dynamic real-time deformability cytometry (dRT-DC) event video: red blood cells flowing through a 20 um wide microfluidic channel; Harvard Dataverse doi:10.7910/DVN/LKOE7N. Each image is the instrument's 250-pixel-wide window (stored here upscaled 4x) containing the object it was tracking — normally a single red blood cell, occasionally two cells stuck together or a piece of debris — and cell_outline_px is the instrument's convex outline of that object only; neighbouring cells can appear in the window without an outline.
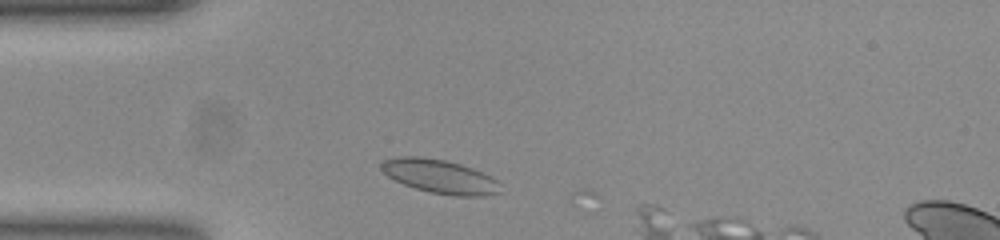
{"species": "common noctule bat (a hibernating species)", "species_latin": "Nyctalus noctula", "temperature_condition": "room temperature", "stored_images_in_passage": 7, "camera_frame_rate_fps": 3000, "um_per_image_px": 0.085, "animal": {"sex": "female", "body_mass_g": 23.0, "forearm_length_mm": 53.4}, "frame": {"image": 1, "passage_image": 3, "time_ms": 0.667, "image_size_px": [1000, 240], "cell_outline_px": [[500, 192], [484, 196], [456, 196], [432, 192], [416, 188], [404, 184], [388, 176], [380, 168], [380, 164], [384, 160], [400, 156], [416, 156], [444, 160], [460, 164], [472, 168], [496, 180]], "centroid_in_image_um": [37.35, 14.99], "position_along_channel_um": 47.7, "area_um2": 22.95}}